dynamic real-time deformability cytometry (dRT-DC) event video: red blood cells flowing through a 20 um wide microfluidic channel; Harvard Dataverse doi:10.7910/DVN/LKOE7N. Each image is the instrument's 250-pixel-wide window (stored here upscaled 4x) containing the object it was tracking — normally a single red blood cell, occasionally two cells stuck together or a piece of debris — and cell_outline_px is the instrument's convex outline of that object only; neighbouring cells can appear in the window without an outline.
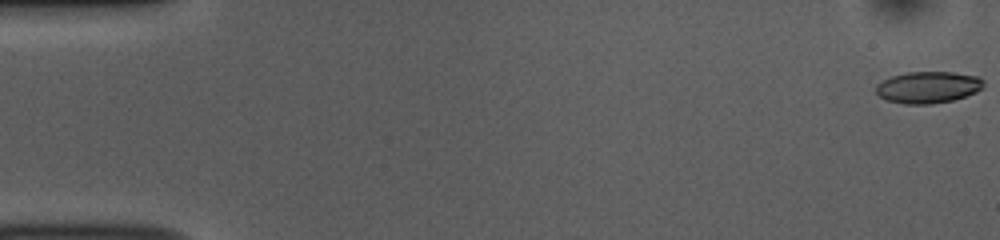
{"species": "common noctule bat (a hibernating species)", "species_latin": "Nyctalus noctula", "temperature_condition": "room temperature", "stored_images_in_passage": 53, "camera_frame_rate_fps": 3000, "um_per_image_px": 0.085, "animal": {"sex": "female", "body_mass_g": 10.0, "forearm_length_mm": 53.1}, "frame": {"image": 1, "passage_image": 1, "time_ms": 0.0, "image_size_px": [1000, 240], "cell_outline_px": [[984, 88], [976, 92], [952, 100], [932, 104], [904, 104], [888, 100], [880, 96], [876, 92], [876, 84], [892, 76], [908, 72], [952, 72], [976, 76], [984, 80]], "centroid_in_image_um": [78.9, 7.42], "position_along_channel_um": 6.1, "area_um2": 19.77}}
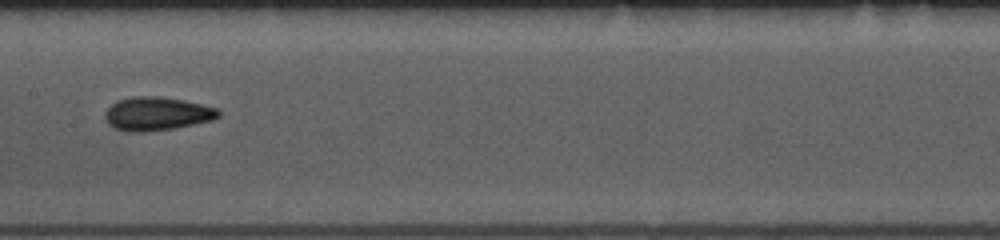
{"frame": {"image": 2, "passage_image": 27, "time_ms": 8.667, "image_size_px": [1000, 240], "cell_outline_px": [[220, 116], [212, 120], [172, 128], [144, 132], [128, 132], [116, 128], [108, 124], [104, 120], [104, 112], [116, 100], [132, 96], [160, 96], [184, 100], [220, 108]], "centroid_in_image_um": [13.32, 9.65], "position_along_channel_um": 194.1, "area_um2": 22.31}}
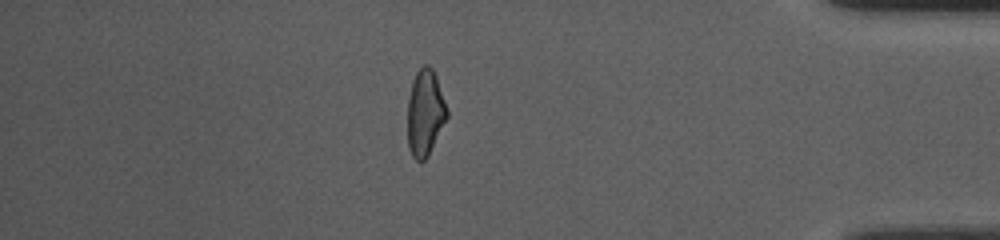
{"frame": {"image": 3, "passage_image": 46, "time_ms": 15.0, "image_size_px": [1000, 240], "cell_outline_px": [[448, 116], [428, 156], [420, 164], [412, 156], [408, 148], [408, 96], [412, 80], [416, 72], [424, 64], [428, 64], [432, 68], [436, 76], [448, 112]], "centroid_in_image_um": [36.12, 9.6], "position_along_channel_um": 399.1, "area_um2": 19.88}, "authors_computed_cell_mechanics": {"area_um2": 20.4612, "velocity_mm_per_s": 3.8177, "shape_relaxation_time_tau1_ms": 3.7885, "shape_relaxation_time_tau2_ms": 2.2572, "deformation_change_tau1": 0.1352, "deformation_change_tau2": 0.0818}}